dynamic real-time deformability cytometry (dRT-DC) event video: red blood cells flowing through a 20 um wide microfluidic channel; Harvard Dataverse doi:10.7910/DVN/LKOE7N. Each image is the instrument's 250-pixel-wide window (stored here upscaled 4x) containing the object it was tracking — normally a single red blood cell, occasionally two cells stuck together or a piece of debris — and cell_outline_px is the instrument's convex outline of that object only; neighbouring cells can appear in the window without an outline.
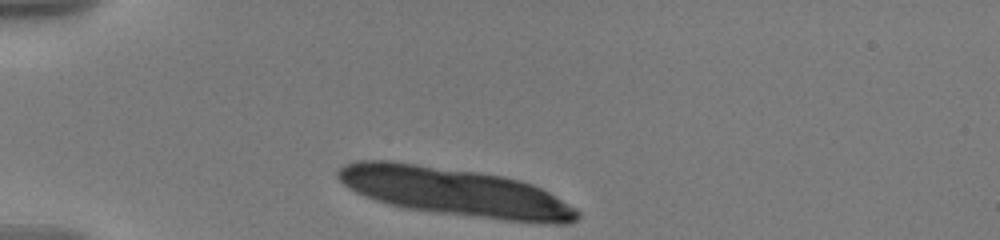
{"species": "human", "species_latin": "Homo sapiens", "temperature_condition": "warm", "stored_images_in_passage": 6, "camera_frame_rate_fps": 3000, "um_per_image_px": 0.085, "donor": {"sex": "male"}, "frame": {"image": 1, "passage_image": 1, "time_ms": 0.0, "image_size_px": [1000, 240], "cell_outline_px": [[580, 216], [576, 220], [568, 224], [540, 224], [504, 220], [436, 212], [404, 208], [388, 204], [364, 196], [348, 188], [336, 176], [336, 172], [344, 164], [356, 160], [392, 160], [480, 172], [504, 176], [520, 180], [532, 184], [548, 192], [576, 208], [580, 212]], "centroid_in_image_um": [38.68, 16.31], "position_along_channel_um": 46.3, "area_um2": 67.63}}